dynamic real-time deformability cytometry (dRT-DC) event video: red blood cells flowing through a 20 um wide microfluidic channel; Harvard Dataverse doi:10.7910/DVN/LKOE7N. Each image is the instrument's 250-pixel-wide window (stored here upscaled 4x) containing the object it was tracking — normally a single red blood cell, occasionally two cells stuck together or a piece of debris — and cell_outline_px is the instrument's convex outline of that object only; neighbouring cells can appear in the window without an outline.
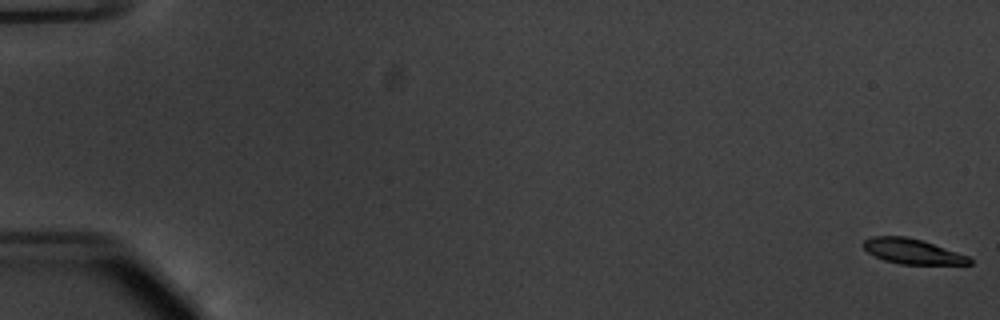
{"species": "common noctule bat (a hibernating species)", "species_latin": "Nyctalus noctula", "temperature_condition": "warm", "stored_images_in_passage": 55, "camera_frame_rate_fps": 3000, "um_per_image_px": 0.085, "animal": {"sex": "male", "body_mass_g": 20.1, "forearm_length_mm": 53.5}, "frame": {"image": 1, "passage_image": 1, "time_ms": 0.0, "image_size_px": [1000, 320], "cell_outline_px": [[972, 264], [900, 264], [884, 260], [868, 252], [860, 244], [864, 240], [872, 236], [904, 236], [920, 240], [968, 256], [972, 260]], "centroid_in_image_um": [77.5, 21.36], "position_along_channel_um": 7.5, "area_um2": 15.26}}
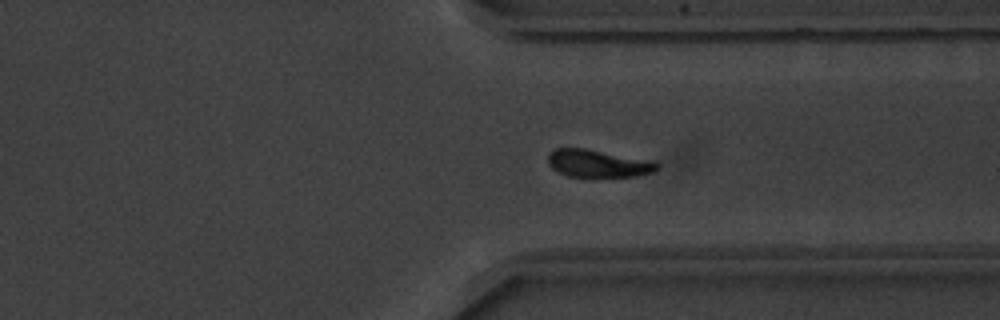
{"frame": {"image": 2, "passage_image": 43, "time_ms": 14.0, "image_size_px": [1000, 320], "cell_outline_px": [[660, 168], [656, 172], [636, 176], [588, 180], [568, 176], [552, 168], [548, 164], [548, 152], [556, 148], [584, 148], [656, 160], [660, 164]], "centroid_in_image_um": [50.91, 13.94], "position_along_channel_um": 360.5, "area_um2": 18.79}}
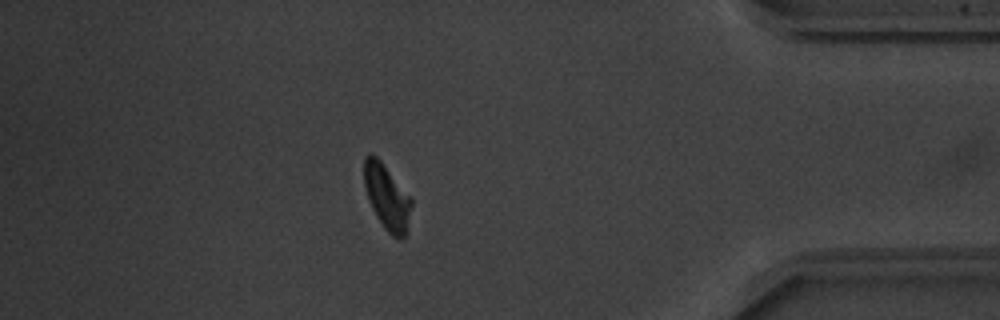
{"frame": {"image": 3, "passage_image": 49, "time_ms": 16.0, "image_size_px": [1000, 320], "cell_outline_px": [[412, 204], [404, 236], [400, 240], [392, 236], [384, 228], [376, 216], [368, 200], [364, 184], [364, 156], [368, 152], [372, 152], [380, 160], [412, 196]], "centroid_in_image_um": [32.87, 16.7], "position_along_channel_um": 402.3, "area_um2": 18.15}, "authors_computed_cell_mechanics": {"area_um2": 17.8602, "velocity_mm_per_s": 3.7716, "shape_relaxation_time_tau1_ms": 2.2497, "shape_relaxation_time_tau2_ms": 8.4312, "deformation_change_tau1": 0.1408, "deformation_change_tau2": 0.1672}}